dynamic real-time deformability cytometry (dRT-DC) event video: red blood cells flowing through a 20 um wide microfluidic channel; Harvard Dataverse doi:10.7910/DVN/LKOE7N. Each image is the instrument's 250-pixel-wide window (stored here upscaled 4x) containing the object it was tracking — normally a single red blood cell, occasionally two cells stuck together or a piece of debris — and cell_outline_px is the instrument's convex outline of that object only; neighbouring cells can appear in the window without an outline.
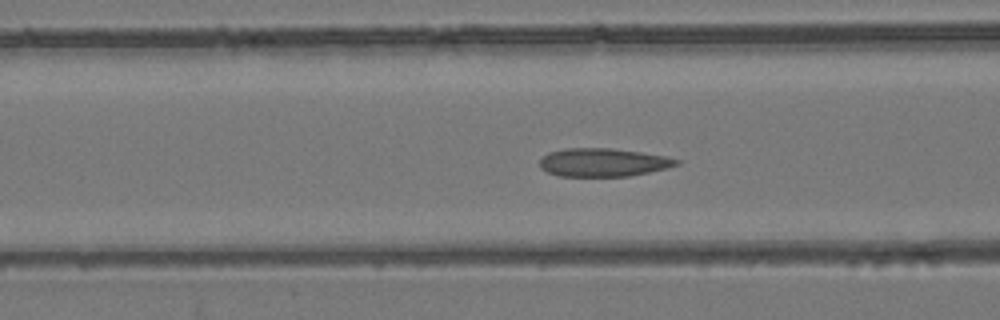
{"species": "common noctule bat (a hibernating species)", "species_latin": "Nyctalus noctula", "temperature_condition": "room temperature", "stored_images_in_passage": 41, "camera_frame_rate_fps": 3000, "um_per_image_px": 0.085, "animal": {"sex": "female", "body_mass_g": 24.6, "forearm_length_mm": 56.2}, "frame": {"image": 1, "passage_image": 16, "time_ms": 5.0, "image_size_px": [1000, 320], "cell_outline_px": [[680, 164], [668, 168], [628, 176], [560, 176], [548, 172], [540, 168], [540, 160], [548, 152], [564, 148], [612, 148], [668, 156], [680, 160]], "centroid_in_image_um": [51.29, 13.8], "position_along_channel_um": 115.3, "area_um2": 22.6}}
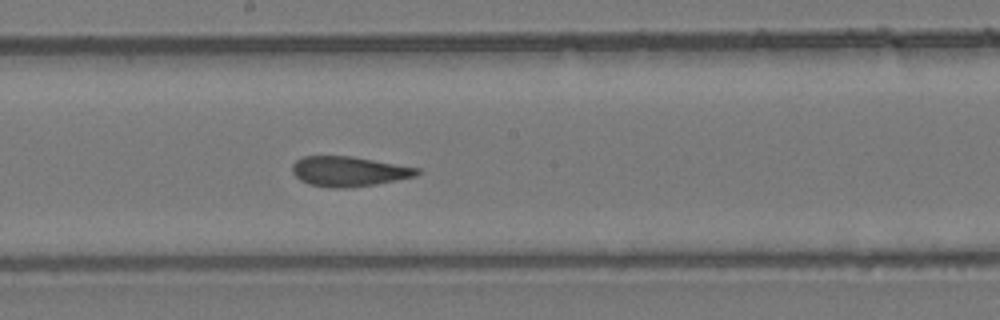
{"frame": {"image": 2, "passage_image": 24, "time_ms": 7.667, "image_size_px": [1000, 320], "cell_outline_px": [[420, 172], [416, 176], [376, 184], [348, 188], [332, 188], [308, 184], [300, 180], [292, 172], [292, 164], [296, 160], [304, 156], [352, 156], [420, 168]], "centroid_in_image_um": [29.64, 14.57], "position_along_channel_um": 218.6, "area_um2": 21.85}}
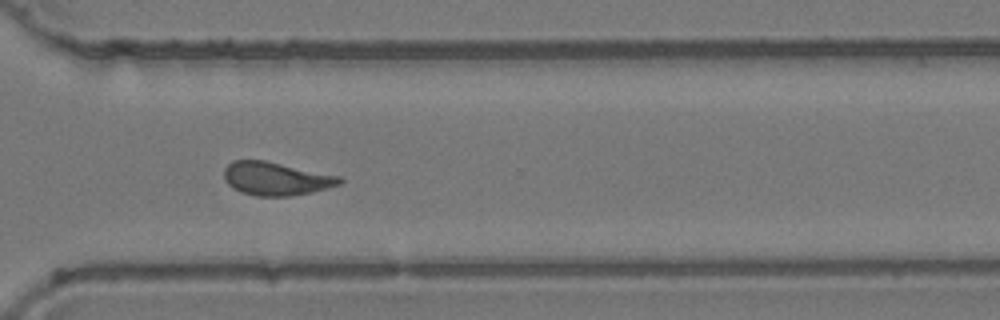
{"frame": {"image": 3, "passage_image": 34, "time_ms": 11.0, "image_size_px": [1000, 320], "cell_outline_px": [[344, 180], [340, 184], [328, 188], [312, 192], [288, 196], [256, 196], [240, 192], [232, 188], [224, 180], [224, 168], [232, 160], [264, 160], [340, 176]], "centroid_in_image_um": [23.43, 15.19], "position_along_channel_um": 347.2, "area_um2": 22.48}, "authors_computed_cell_mechanics": {"area_um2": 22.4264, "velocity_mm_per_s": 3.8695, "shape_relaxation_time_tau1_ms": null, "shape_relaxation_time_tau2_ms": 1.8273, "deformation_change_tau1": null, "deformation_change_tau2": 0.0937}}